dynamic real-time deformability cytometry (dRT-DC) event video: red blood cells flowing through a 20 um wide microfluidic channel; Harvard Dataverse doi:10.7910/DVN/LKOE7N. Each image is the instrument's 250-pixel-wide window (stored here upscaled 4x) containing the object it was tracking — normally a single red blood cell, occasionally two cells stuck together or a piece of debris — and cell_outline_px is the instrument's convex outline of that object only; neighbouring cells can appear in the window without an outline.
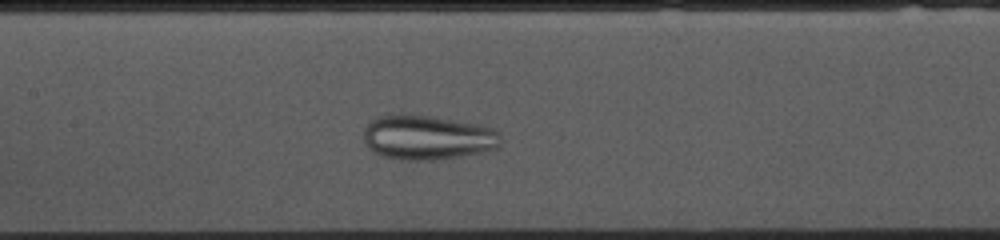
{"species": "common noctule bat (a hibernating species)", "species_latin": "Nyctalus noctula", "temperature_condition": "cold", "stored_images_in_passage": 40, "camera_frame_rate_fps": 3000, "um_per_image_px": 0.085, "animal": {"sex": "female", "body_mass_g": 10.0, "forearm_length_mm": 53.1}, "frame": {"image": 1, "passage_image": 20, "time_ms": 6.333, "image_size_px": [1000, 240], "cell_outline_px": [[500, 144], [496, 148], [484, 152], [460, 156], [432, 160], [400, 160], [384, 156], [372, 152], [364, 144], [364, 128], [368, 120], [380, 116], [400, 112], [432, 116], [480, 124], [492, 128], [500, 132]], "centroid_in_image_um": [36.29, 11.66], "position_along_channel_um": 171.1, "area_um2": 36.36}}
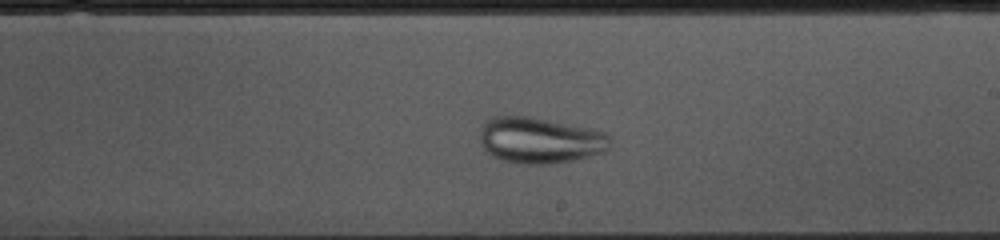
{"frame": {"image": 2, "passage_image": 26, "time_ms": 8.333, "image_size_px": [1000, 240], "cell_outline_px": [[608, 148], [604, 152], [572, 160], [548, 164], [524, 164], [500, 160], [492, 156], [484, 148], [480, 140], [480, 128], [484, 120], [492, 116], [532, 116], [588, 128], [604, 132], [608, 136]], "centroid_in_image_um": [45.82, 11.91], "position_along_channel_um": 243.2, "area_um2": 34.91}}
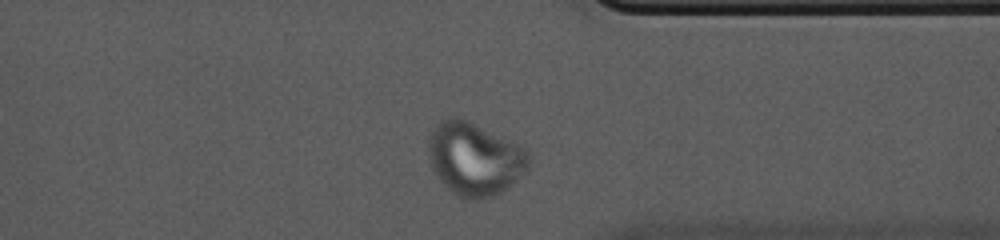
{"frame": {"image": 3, "passage_image": 37, "time_ms": 12.0, "image_size_px": [1000, 240], "cell_outline_px": [[532, 160], [528, 172], [508, 188], [496, 196], [484, 200], [468, 200], [444, 188], [432, 172], [428, 152], [428, 140], [436, 124], [440, 120], [452, 116], [460, 116], [520, 144], [528, 152]], "centroid_in_image_um": [40.37, 13.52], "position_along_channel_um": 371.0, "area_um2": 44.16}}